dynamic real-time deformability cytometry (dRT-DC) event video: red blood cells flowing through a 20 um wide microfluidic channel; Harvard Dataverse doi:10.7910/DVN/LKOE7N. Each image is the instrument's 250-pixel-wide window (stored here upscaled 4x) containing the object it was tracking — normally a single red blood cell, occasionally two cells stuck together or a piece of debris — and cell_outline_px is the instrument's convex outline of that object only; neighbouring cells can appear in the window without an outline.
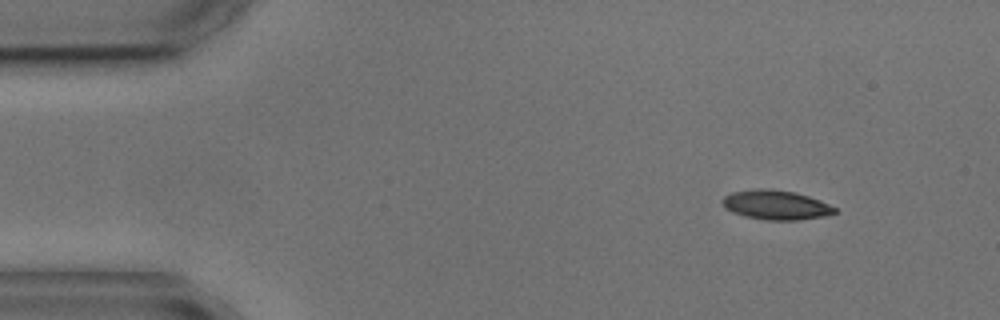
{"species": "common noctule bat (a hibernating species)", "species_latin": "Nyctalus noctula", "temperature_condition": "cold", "stored_images_in_passage": 4, "camera_frame_rate_fps": 3000, "um_per_image_px": 0.085, "animal": {"sex": "male", "body_mass_g": 17.9, "forearm_length_mm": 54.2}, "frame": {"image": 1, "passage_image": 1, "time_ms": 0.0, "image_size_px": [1000, 320], "cell_outline_px": [[836, 212], [824, 216], [800, 220], [768, 220], [744, 216], [732, 212], [724, 208], [720, 200], [724, 196], [732, 192], [756, 188], [768, 188], [792, 192], [808, 196], [820, 200], [836, 208]], "centroid_in_image_um": [65.9, 17.42], "position_along_channel_um": 19.1, "area_um2": 19.31}}